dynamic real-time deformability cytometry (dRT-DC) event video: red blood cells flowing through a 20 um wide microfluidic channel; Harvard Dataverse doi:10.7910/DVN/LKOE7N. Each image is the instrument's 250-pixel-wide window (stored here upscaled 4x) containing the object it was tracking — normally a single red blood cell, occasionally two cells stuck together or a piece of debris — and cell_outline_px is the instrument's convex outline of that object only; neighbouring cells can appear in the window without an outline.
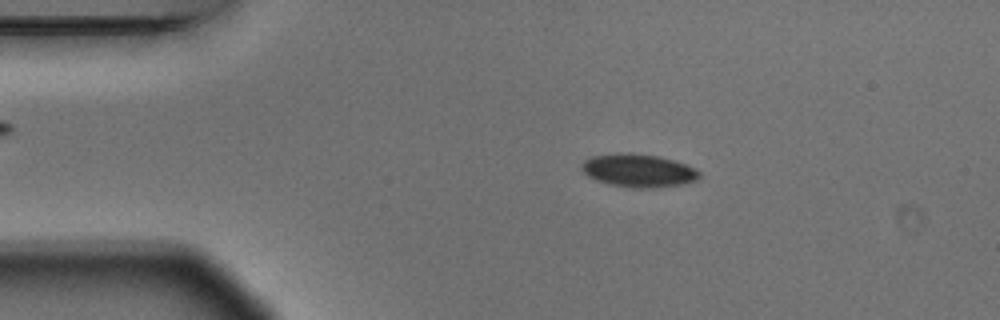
{"species": "Egyptian fruit bat (a non-hibernating species)", "species_latin": "Rousettus aegyptiacus", "temperature_condition": "warm", "stored_images_in_passage": 3, "camera_frame_rate_fps": 3000, "um_per_image_px": 0.085, "animal": {"sex": "male"}, "frame": {"image": 1, "passage_image": 2, "time_ms": 0.333, "image_size_px": [1000, 320], "cell_outline_px": [[704, 176], [696, 180], [680, 184], [656, 188], [632, 188], [612, 184], [596, 180], [588, 176], [580, 168], [584, 160], [592, 156], [620, 152], [628, 152], [660, 156], [696, 168]], "centroid_in_image_um": [54.28, 14.49], "position_along_channel_um": 30.7, "area_um2": 22.83}}